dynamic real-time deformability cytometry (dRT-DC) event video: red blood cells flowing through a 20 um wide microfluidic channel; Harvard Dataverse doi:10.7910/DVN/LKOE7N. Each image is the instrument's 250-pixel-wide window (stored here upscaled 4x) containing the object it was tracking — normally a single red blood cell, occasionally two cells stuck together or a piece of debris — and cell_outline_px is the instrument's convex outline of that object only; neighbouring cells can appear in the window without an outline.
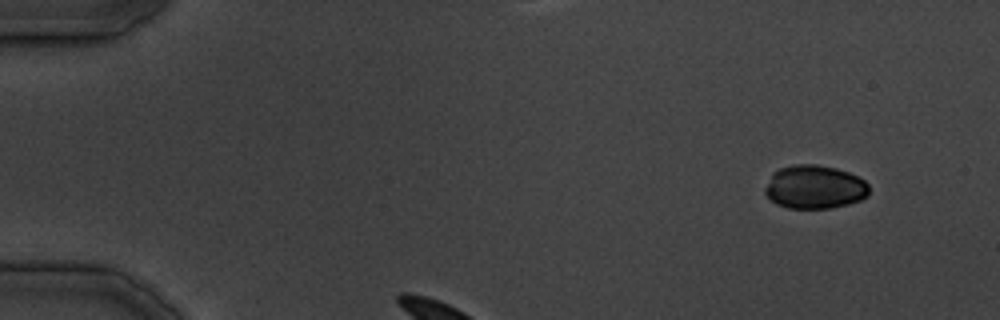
{"species": "common noctule bat (a hibernating species)", "species_latin": "Nyctalus noctula", "temperature_condition": "cold", "stored_images_in_passage": 12, "camera_frame_rate_fps": 3000, "um_per_image_px": 0.085, "animal": {"sex": "male", "body_mass_g": 19.5, "forearm_length_mm": 54.6}, "frame": {"image": 1, "passage_image": 1, "time_ms": 0.0, "image_size_px": [1000, 320], "cell_outline_px": [[868, 196], [860, 200], [848, 204], [832, 208], [788, 208], [776, 204], [764, 192], [764, 188], [772, 172], [780, 168], [796, 164], [816, 164], [836, 168], [848, 172], [864, 180], [868, 184]], "centroid_in_image_um": [69.23, 15.89], "position_along_channel_um": 15.8, "area_um2": 26.47}}